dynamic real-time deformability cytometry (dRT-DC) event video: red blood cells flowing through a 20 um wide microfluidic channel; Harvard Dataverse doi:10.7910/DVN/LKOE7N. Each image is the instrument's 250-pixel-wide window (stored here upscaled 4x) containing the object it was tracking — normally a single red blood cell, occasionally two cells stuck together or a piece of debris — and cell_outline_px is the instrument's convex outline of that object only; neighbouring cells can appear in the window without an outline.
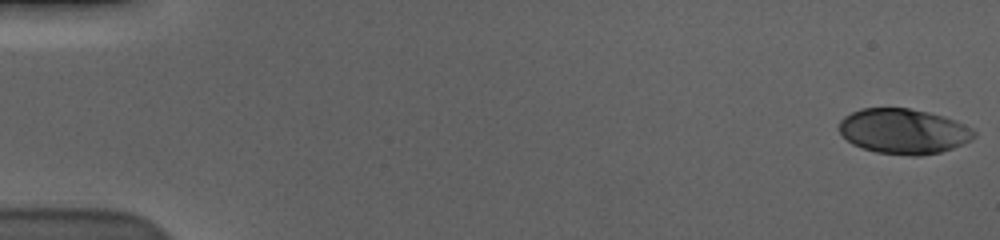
{"species": "human", "species_latin": "Homo sapiens", "temperature_condition": "cold", "stored_images_in_passage": 58, "camera_frame_rate_fps": 3000, "um_per_image_px": 0.085, "donor": {"sex": "male"}, "frame": {"image": 1, "passage_image": 1, "time_ms": 0.0, "image_size_px": [1000, 240], "cell_outline_px": [[976, 136], [972, 140], [964, 144], [940, 152], [920, 156], [912, 156], [876, 152], [852, 144], [840, 132], [840, 120], [844, 116], [860, 108], [908, 108], [928, 112], [944, 116], [964, 124], [972, 128], [976, 132]], "centroid_in_image_um": [76.83, 11.16], "position_along_channel_um": 8.2, "area_um2": 35.55}}
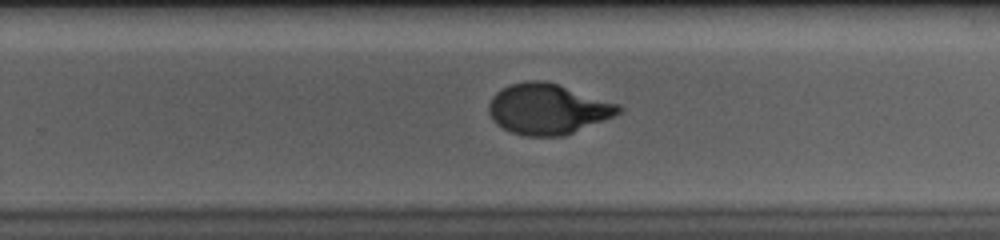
{"frame": {"image": 2, "passage_image": 38, "time_ms": 12.333, "image_size_px": [1000, 240], "cell_outline_px": [[624, 108], [620, 112], [612, 116], [564, 136], [524, 136], [512, 132], [496, 124], [492, 120], [488, 112], [488, 104], [492, 96], [500, 88], [508, 84], [528, 80], [544, 80], [620, 104]], "centroid_in_image_um": [46.51, 9.25], "position_along_channel_um": 283.3, "area_um2": 38.21}}
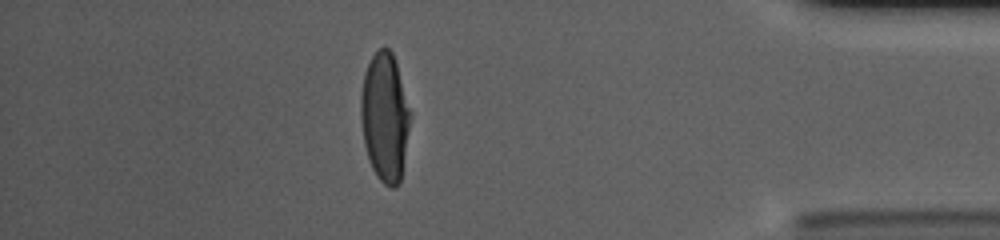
{"frame": {"image": 3, "passage_image": 51, "time_ms": 16.667, "image_size_px": [1000, 240], "cell_outline_px": [[412, 112], [400, 184], [396, 188], [392, 188], [384, 184], [376, 176], [368, 160], [364, 144], [360, 116], [360, 96], [364, 72], [372, 56], [384, 44], [392, 52]], "centroid_in_image_um": [32.71, 9.97], "position_along_channel_um": 402.5, "area_um2": 37.57}, "authors_computed_cell_mechanics": {"area_um2": 37.6567, "velocity_mm_per_s": 3.6044, "shape_relaxation_time_tau1_ms": 3.7841, "shape_relaxation_time_tau2_ms": null, "deformation_change_tau1": 0.2069, "deformation_change_tau2": null}}